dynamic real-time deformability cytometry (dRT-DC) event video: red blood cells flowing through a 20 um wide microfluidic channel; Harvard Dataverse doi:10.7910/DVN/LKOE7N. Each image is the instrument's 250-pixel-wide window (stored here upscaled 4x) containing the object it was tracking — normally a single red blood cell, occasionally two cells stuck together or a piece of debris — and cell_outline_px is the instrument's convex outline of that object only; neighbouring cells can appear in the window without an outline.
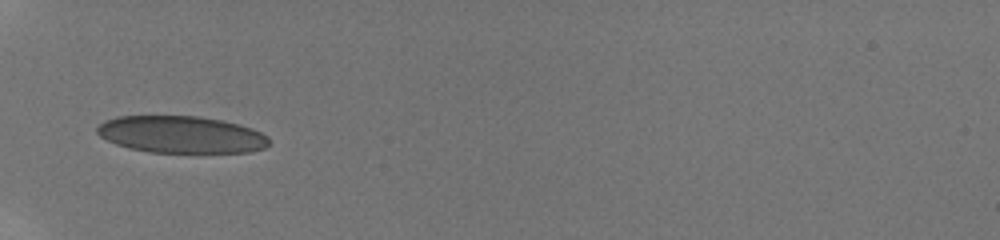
{"species": "human", "species_latin": "Homo sapiens", "temperature_condition": "room temperature", "stored_images_in_passage": 42, "camera_frame_rate_fps": 3000, "um_per_image_px": 0.085, "donor": {"sex": "male"}, "frame": {"image": 1, "passage_image": 1, "time_ms": 0.0, "image_size_px": [1000, 240], "cell_outline_px": [[268, 144], [264, 148], [248, 152], [148, 152], [128, 148], [116, 144], [100, 136], [96, 132], [96, 128], [104, 120], [116, 116], [200, 116], [240, 124], [252, 128], [268, 136]], "centroid_in_image_um": [15.38, 11.43], "position_along_channel_um": 69.6, "area_um2": 37.11}}
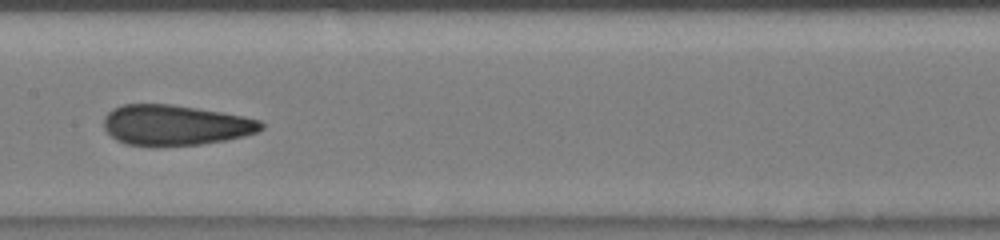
{"frame": {"image": 2, "passage_image": 10, "time_ms": 3.333, "image_size_px": [1000, 240], "cell_outline_px": [[264, 128], [256, 132], [244, 136], [224, 140], [200, 144], [156, 148], [124, 144], [116, 140], [104, 128], [104, 116], [112, 108], [124, 104], [172, 104], [244, 116], [260, 120], [264, 124]], "centroid_in_image_um": [14.86, 10.66], "position_along_channel_um": 192.5, "area_um2": 37.57}}
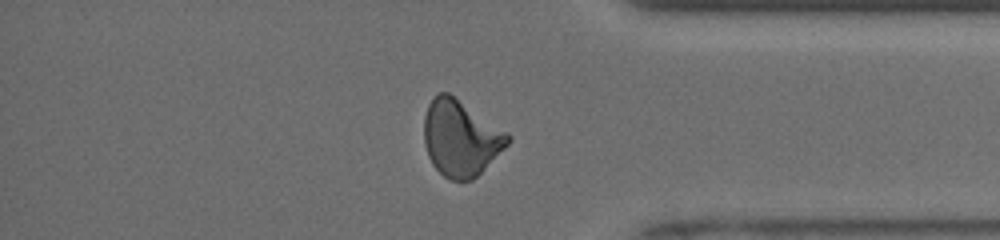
{"frame": {"image": 3, "passage_image": 27, "time_ms": 8.667, "image_size_px": [1000, 240], "cell_outline_px": [[512, 140], [472, 180], [452, 180], [444, 176], [432, 164], [428, 156], [424, 144], [424, 116], [428, 104], [432, 96], [440, 92], [448, 92], [508, 132], [512, 136]], "centroid_in_image_um": [39.14, 11.71], "position_along_channel_um": 396.1, "area_um2": 36.99}, "authors_computed_cell_mechanics": {"area_um2": 36.1828, "velocity_mm_per_s": 3.96, "shape_relaxation_time_tau1_ms": null, "shape_relaxation_time_tau2_ms": 1.2588, "deformation_change_tau1": null, "deformation_change_tau2": 0.0623}}